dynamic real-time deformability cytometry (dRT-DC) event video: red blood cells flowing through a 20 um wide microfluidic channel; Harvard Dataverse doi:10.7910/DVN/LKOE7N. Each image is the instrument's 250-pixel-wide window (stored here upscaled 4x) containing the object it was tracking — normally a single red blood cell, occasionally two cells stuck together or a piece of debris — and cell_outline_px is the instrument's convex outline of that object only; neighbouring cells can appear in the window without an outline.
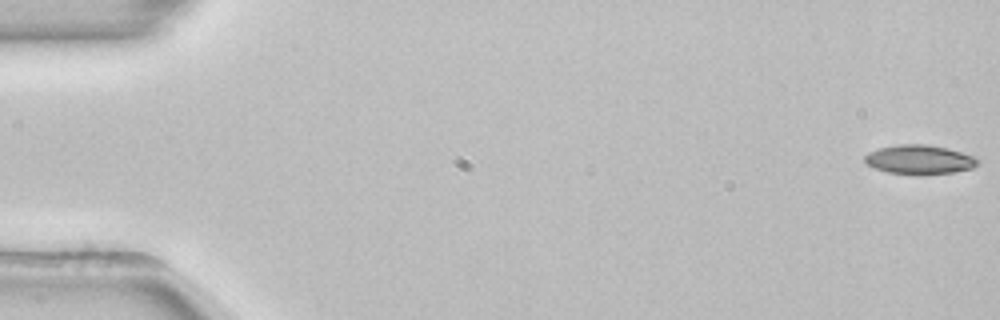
{"species": "common noctule bat (a hibernating species)", "species_latin": "Nyctalus noctula", "temperature_condition": "room temperature", "stored_images_in_passage": 54, "camera_frame_rate_fps": 3000, "um_per_image_px": 0.085, "animal": {"sex": "female", "body_mass_g": 22.7, "forearm_length_mm": 54.2}, "frame": {"image": 1, "passage_image": 1, "time_ms": 0.0, "image_size_px": [1000, 320], "cell_outline_px": [[980, 164], [972, 168], [952, 172], [920, 176], [912, 176], [888, 172], [876, 168], [868, 164], [864, 160], [864, 156], [868, 152], [880, 148], [896, 144], [924, 144], [948, 148], [972, 156], [980, 160]], "centroid_in_image_um": [78.15, 13.58], "position_along_channel_um": 6.8, "area_um2": 19.48}}
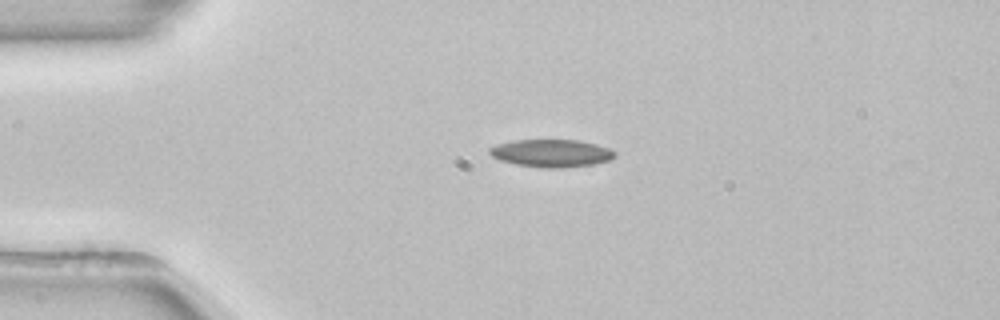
{"frame": {"image": 2, "passage_image": 13, "time_ms": 4.0, "image_size_px": [1000, 320], "cell_outline_px": [[616, 156], [612, 160], [592, 164], [564, 168], [544, 168], [516, 164], [500, 160], [492, 156], [488, 152], [488, 148], [496, 144], [512, 140], [580, 140], [596, 144], [608, 148], [616, 152]], "centroid_in_image_um": [46.87, 13.02], "position_along_channel_um": 38.1, "area_um2": 20.35}}
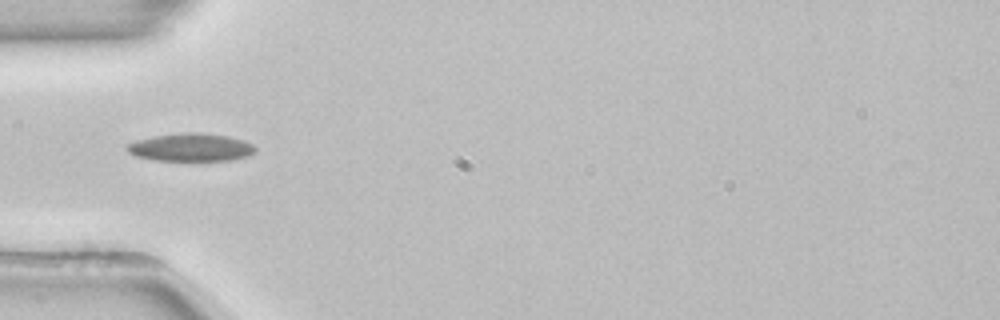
{"frame": {"image": 3, "passage_image": 18, "time_ms": 5.667, "image_size_px": [1000, 320], "cell_outline_px": [[256, 152], [248, 156], [232, 160], [156, 160], [136, 156], [128, 152], [124, 148], [128, 144], [136, 140], [156, 136], [184, 132], [200, 132], [228, 136], [244, 140], [252, 144], [256, 148]], "centroid_in_image_um": [16.25, 12.52], "position_along_channel_um": 68.8, "area_um2": 20.87}}